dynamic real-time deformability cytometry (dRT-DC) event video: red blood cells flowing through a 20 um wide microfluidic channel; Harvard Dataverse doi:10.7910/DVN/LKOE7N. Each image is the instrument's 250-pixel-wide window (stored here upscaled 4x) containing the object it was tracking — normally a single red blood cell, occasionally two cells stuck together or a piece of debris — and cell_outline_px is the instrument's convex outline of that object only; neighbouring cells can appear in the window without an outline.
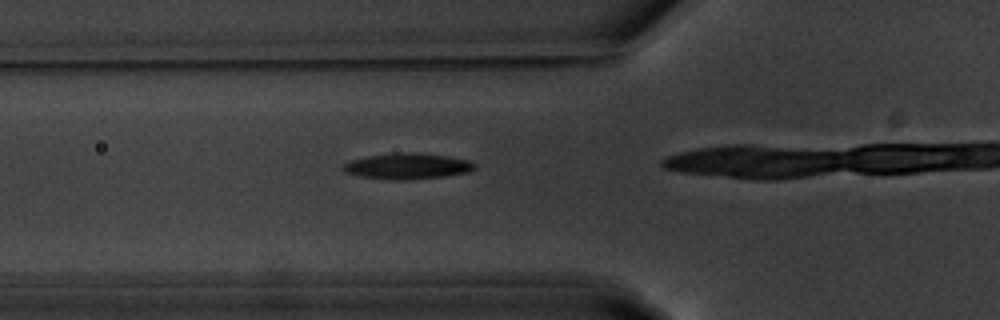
{"species": "common noctule bat (a hibernating species)", "species_latin": "Nyctalus noctula", "temperature_condition": "warm", "stored_images_in_passage": 22, "camera_frame_rate_fps": 3000, "um_per_image_px": 0.085, "animal": {"sex": "male", "body_mass_g": 20.1, "forearm_length_mm": 53.5}, "frame": {"image": 1, "passage_image": 15, "time_ms": 4.667, "image_size_px": [1000, 320], "cell_outline_px": [[476, 168], [468, 172], [444, 176], [408, 180], [396, 180], [360, 176], [344, 172], [344, 164], [352, 160], [368, 156], [396, 152], [412, 152], [448, 156], [468, 160], [476, 164]], "centroid_in_image_um": [34.66, 14.12], "position_along_channel_um": 91.1, "area_um2": 19.71}}